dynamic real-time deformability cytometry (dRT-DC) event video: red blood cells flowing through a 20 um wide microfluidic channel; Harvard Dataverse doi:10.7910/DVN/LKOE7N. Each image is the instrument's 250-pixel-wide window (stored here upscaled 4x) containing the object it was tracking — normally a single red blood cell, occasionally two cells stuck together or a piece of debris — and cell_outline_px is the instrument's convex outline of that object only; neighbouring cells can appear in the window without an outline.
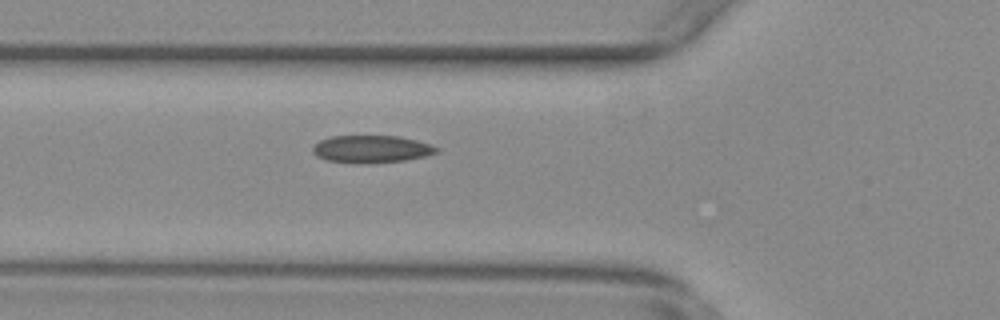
{"species": "common noctule bat (a hibernating species)", "species_latin": "Nyctalus noctula", "temperature_condition": "warm", "stored_images_in_passage": 38, "camera_frame_rate_fps": 3000, "um_per_image_px": 0.085, "animal": {"sex": "female", "body_mass_g": 29.2, "forearm_length_mm": 56.3}, "frame": {"image": 1, "passage_image": 3, "time_ms": 0.667, "image_size_px": [1000, 320], "cell_outline_px": [[440, 152], [424, 156], [404, 160], [368, 164], [328, 160], [316, 156], [312, 152], [312, 144], [320, 140], [332, 136], [400, 136], [432, 144], [440, 148]], "centroid_in_image_um": [31.59, 12.66], "position_along_channel_um": 94.2, "area_um2": 19.94}}
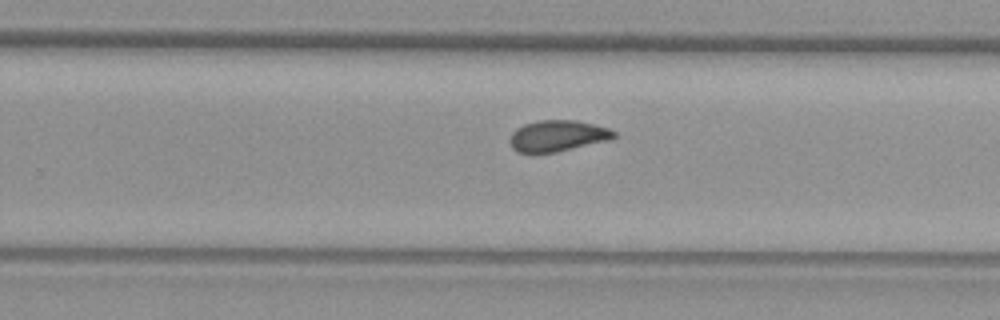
{"frame": {"image": 2, "passage_image": 18, "time_ms": 5.667, "image_size_px": [1000, 320], "cell_outline_px": [[616, 136], [612, 140], [556, 152], [516, 152], [512, 148], [508, 140], [512, 132], [516, 128], [524, 124], [536, 120], [576, 120], [608, 128], [616, 132]], "centroid_in_image_um": [47.39, 11.54], "position_along_channel_um": 282.4, "area_um2": 19.07}}
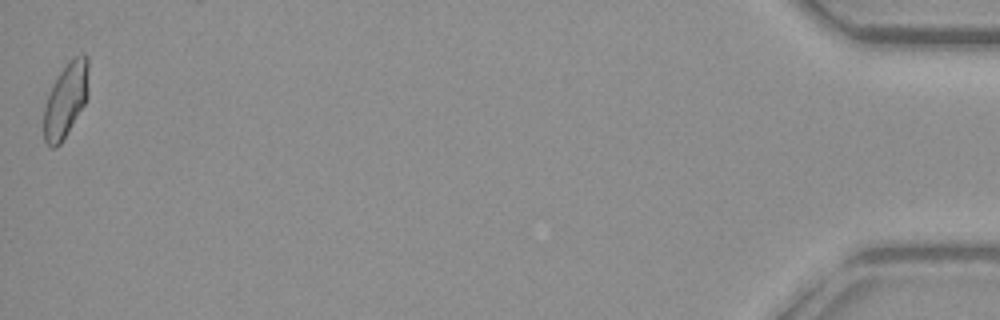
{"frame": {"image": 3, "passage_image": 38, "time_ms": 12.333, "image_size_px": [1000, 320], "cell_outline_px": [[88, 96], [84, 104], [60, 144], [56, 148], [52, 148], [44, 140], [44, 108], [48, 92], [52, 84], [68, 60], [84, 52], [88, 56]], "centroid_in_image_um": [5.59, 8.45], "position_along_channel_um": 429.6, "area_um2": 19.42}, "authors_computed_cell_mechanics": {"area_um2": 19.0162, "velocity_mm_per_s": 3.7635, "shape_relaxation_time_tau1_ms": null, "shape_relaxation_time_tau2_ms": 1.5413, "deformation_change_tau1": null, "deformation_change_tau2": 0.0552}}